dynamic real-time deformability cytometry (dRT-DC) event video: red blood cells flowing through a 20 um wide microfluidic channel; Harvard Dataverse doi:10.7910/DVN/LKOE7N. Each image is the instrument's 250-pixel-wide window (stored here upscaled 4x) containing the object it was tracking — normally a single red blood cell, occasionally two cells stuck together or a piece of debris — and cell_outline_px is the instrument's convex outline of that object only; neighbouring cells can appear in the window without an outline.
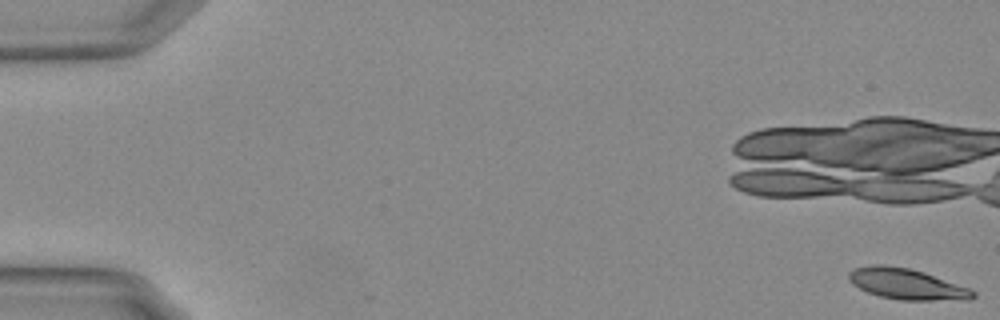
{"species": "Egyptian fruit bat (a non-hibernating species)", "species_latin": "Rousettus aegyptiacus", "temperature_condition": "warm", "stored_images_in_passage": 19, "camera_frame_rate_fps": 3000, "um_per_image_px": 0.085, "animal": {"sex": "female"}, "frame": {"image": 1, "passage_image": 1, "time_ms": 0.0, "image_size_px": [1000, 320], "cell_outline_px": [[976, 296], [972, 300], [900, 300], [880, 296], [868, 292], [852, 284], [848, 280], [848, 272], [856, 268], [876, 264], [880, 264], [908, 268], [924, 272], [968, 288], [976, 292]], "centroid_in_image_um": [77.08, 24.15], "position_along_channel_um": 7.9, "area_um2": 22.2}}